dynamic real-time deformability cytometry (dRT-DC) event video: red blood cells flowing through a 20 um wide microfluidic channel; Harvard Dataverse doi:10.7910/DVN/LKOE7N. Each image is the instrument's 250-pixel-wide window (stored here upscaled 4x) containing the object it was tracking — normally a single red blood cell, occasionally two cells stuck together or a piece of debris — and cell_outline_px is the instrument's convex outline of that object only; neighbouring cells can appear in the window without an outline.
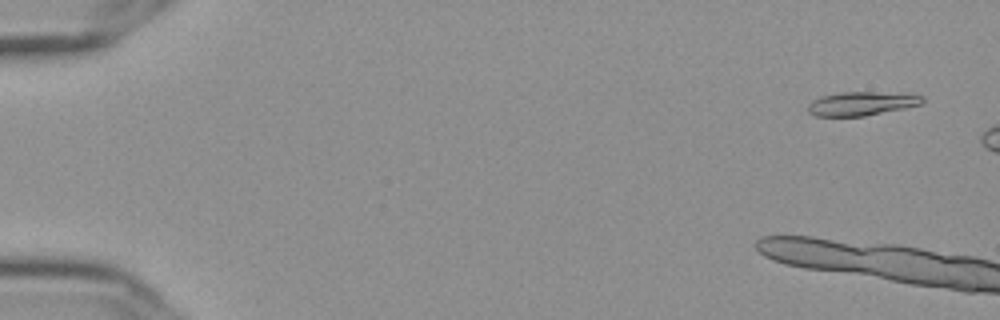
{"species": "Egyptian fruit bat (a non-hibernating species)", "species_latin": "Rousettus aegyptiacus", "temperature_condition": "cold", "stored_images_in_passage": 9, "camera_frame_rate_fps": 3000, "um_per_image_px": 0.085, "frame": {"image": 1, "passage_image": 3, "time_ms": 0.667, "image_size_px": [1000, 320], "cell_outline_px": [[924, 100], [920, 104], [904, 108], [864, 116], [816, 116], [808, 112], [808, 104], [812, 100], [820, 96], [840, 92], [876, 92], [924, 96]], "centroid_in_image_um": [73.16, 8.8], "position_along_channel_um": 11.8, "area_um2": 15.66}}